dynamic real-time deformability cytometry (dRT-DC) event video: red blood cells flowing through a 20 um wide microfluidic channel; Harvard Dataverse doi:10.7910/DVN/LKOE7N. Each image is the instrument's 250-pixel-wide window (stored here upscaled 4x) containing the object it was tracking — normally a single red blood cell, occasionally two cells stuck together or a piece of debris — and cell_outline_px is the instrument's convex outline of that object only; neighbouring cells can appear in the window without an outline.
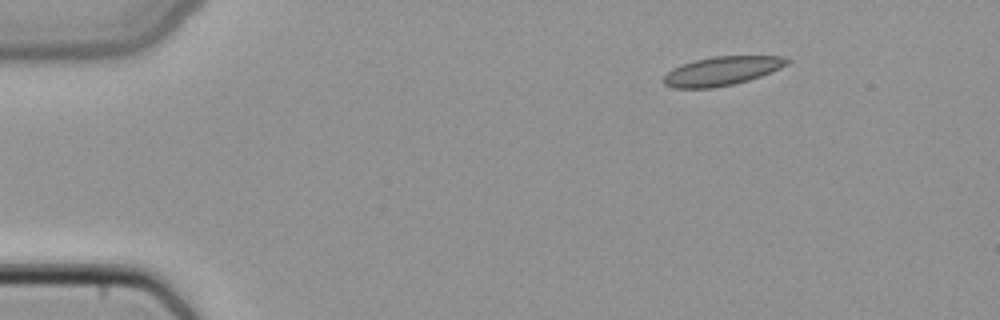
{"species": "common noctule bat (a hibernating species)", "species_latin": "Nyctalus noctula", "temperature_condition": "cold", "stored_images_in_passage": 3, "camera_frame_rate_fps": 3000, "um_per_image_px": 0.085, "animal": {"sex": "female", "body_mass_g": 22.7, "forearm_length_mm": 54.2}, "frame": {"image": 1, "passage_image": 1, "time_ms": 0.0, "image_size_px": [1000, 320], "cell_outline_px": [[792, 60], [788, 64], [772, 72], [748, 80], [732, 84], [712, 88], [672, 88], [664, 84], [660, 80], [672, 68], [696, 60], [712, 56], [784, 56]], "centroid_in_image_um": [61.36, 6.03], "position_along_channel_um": 23.6, "area_um2": 20.81}}
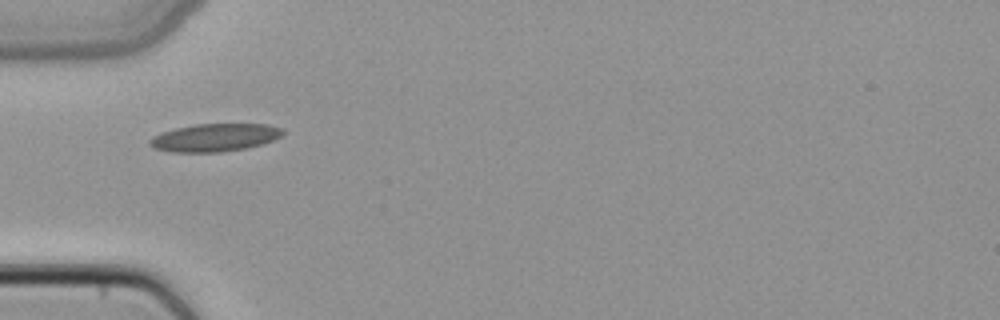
{"frame": {"image": 2, "passage_image": 3, "time_ms": 0.667, "image_size_px": [1000, 320], "cell_outline_px": [[284, 132], [280, 136], [272, 140], [260, 144], [244, 148], [220, 152], [168, 152], [156, 148], [148, 144], [148, 140], [152, 136], [160, 132], [176, 128], [196, 124], [268, 124], [284, 128]], "centroid_in_image_um": [18.22, 11.68], "position_along_channel_um": 66.8, "area_um2": 21.56}}